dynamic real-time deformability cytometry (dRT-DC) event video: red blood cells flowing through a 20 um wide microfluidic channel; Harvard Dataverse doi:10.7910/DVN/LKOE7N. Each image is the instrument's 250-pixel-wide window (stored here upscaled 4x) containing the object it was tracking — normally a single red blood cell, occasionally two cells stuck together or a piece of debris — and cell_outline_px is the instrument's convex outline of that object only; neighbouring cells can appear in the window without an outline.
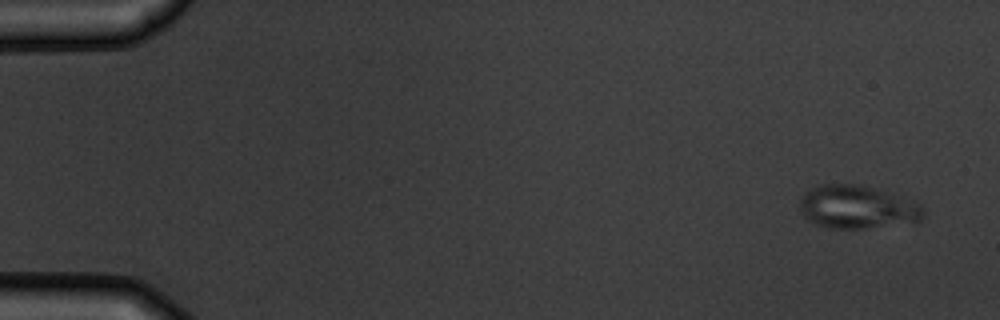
{"species": "common noctule bat (a hibernating species)", "species_latin": "Nyctalus noctula", "temperature_condition": "warm", "stored_images_in_passage": 6, "camera_frame_rate_fps": 3000, "um_per_image_px": 0.085, "animal": {"sex": "male", "body_mass_g": 19.5, "forearm_length_mm": 54.6}, "frame": {"image": 1, "passage_image": 1, "time_ms": 0.0, "image_size_px": [1000, 320], "cell_outline_px": [[924, 216], [920, 220], [864, 228], [828, 228], [816, 224], [808, 220], [804, 216], [800, 208], [800, 200], [804, 192], [820, 184], [860, 184], [876, 188], [920, 204], [924, 208]], "centroid_in_image_um": [72.82, 17.58], "position_along_channel_um": 12.2, "area_um2": 30.75}}
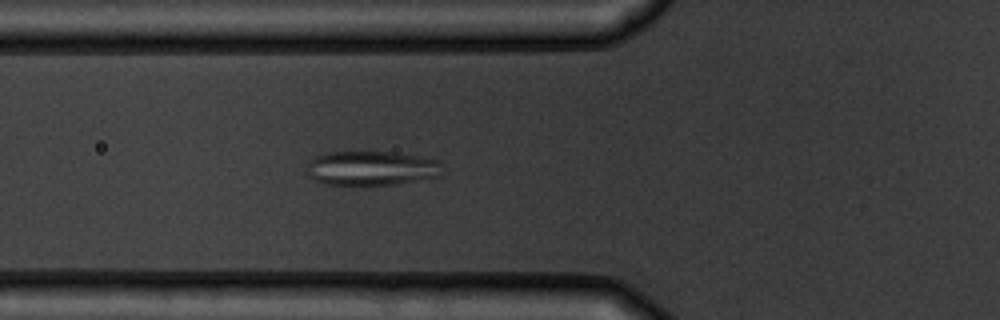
{"frame": {"image": 2, "passage_image": 6, "time_ms": 5.667, "image_size_px": [1000, 320], "cell_outline_px": [[440, 176], [396, 184], [360, 188], [352, 188], [324, 184], [312, 180], [304, 172], [308, 164], [316, 156], [324, 152], [392, 152], [440, 160]], "centroid_in_image_um": [31.47, 14.35], "position_along_channel_um": 94.3, "area_um2": 28.26}}